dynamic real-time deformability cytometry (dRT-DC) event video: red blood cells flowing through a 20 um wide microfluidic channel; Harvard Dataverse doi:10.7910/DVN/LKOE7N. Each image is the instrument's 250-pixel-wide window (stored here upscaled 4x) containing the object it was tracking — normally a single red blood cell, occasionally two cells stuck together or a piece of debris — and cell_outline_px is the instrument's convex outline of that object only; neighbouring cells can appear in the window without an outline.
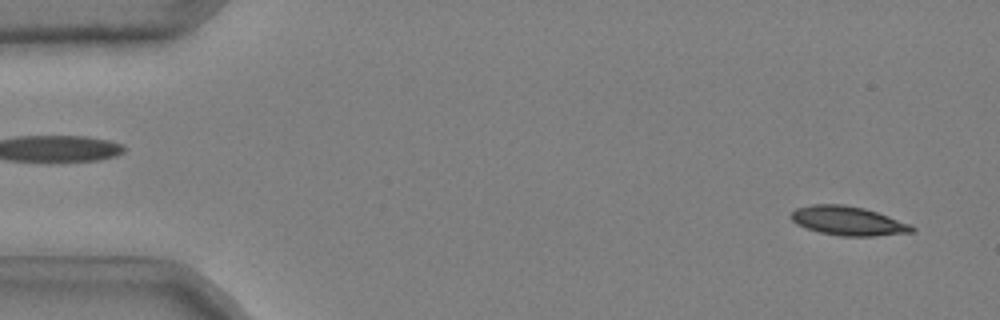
{"species": "common noctule bat (a hibernating species)", "species_latin": "Nyctalus noctula", "temperature_condition": "cold", "stored_images_in_passage": 50, "camera_frame_rate_fps": 3000, "um_per_image_px": 0.085, "animal": {"sex": "male", "body_mass_g": 20.4}, "frame": {"image": 1, "passage_image": 2, "time_ms": 0.333, "image_size_px": [1000, 320], "cell_outline_px": [[916, 228], [912, 232], [872, 236], [840, 236], [820, 232], [796, 224], [792, 220], [792, 212], [796, 208], [812, 204], [844, 204], [864, 208], [912, 224]], "centroid_in_image_um": [72.1, 18.77], "position_along_channel_um": 12.9, "area_um2": 20.35}}
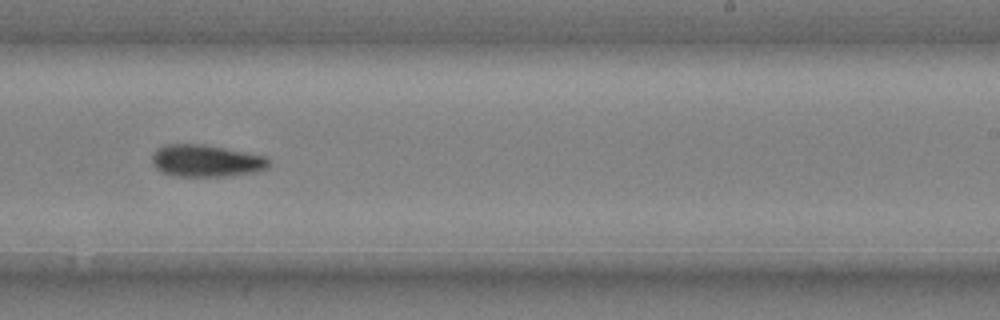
{"frame": {"image": 2, "passage_image": 32, "time_ms": 10.333, "image_size_px": [1000, 320], "cell_outline_px": [[268, 168], [256, 172], [224, 176], [176, 176], [164, 172], [156, 168], [152, 164], [152, 156], [156, 148], [164, 144], [204, 144], [264, 156], [268, 160]], "centroid_in_image_um": [17.48, 13.66], "position_along_channel_um": 271.5, "area_um2": 21.68}}
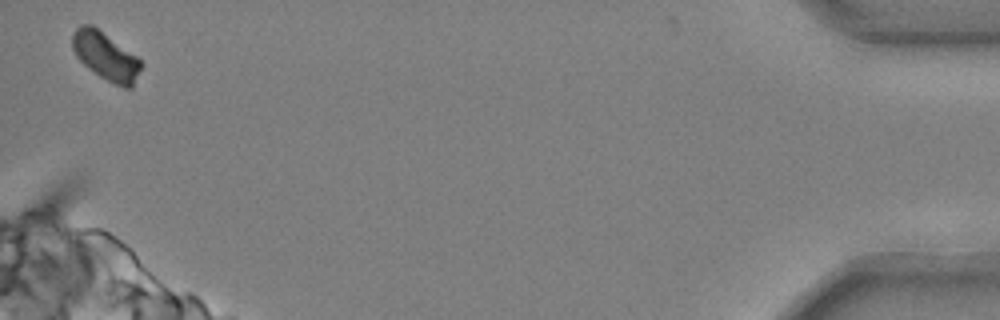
{"frame": {"image": 3, "passage_image": 50, "time_ms": 16.333, "image_size_px": [1000, 320], "cell_outline_px": [[144, 64], [132, 88], [124, 88], [100, 76], [88, 68], [76, 56], [72, 48], [72, 32], [80, 24], [92, 24], [136, 56]], "centroid_in_image_um": [8.98, 4.76], "position_along_channel_um": 426.2, "area_um2": 19.13}, "authors_computed_cell_mechanics": {"area_um2": 21.2993, "velocity_mm_per_s": 3.6978, "shape_relaxation_time_tau1_ms": 7.9413, "shape_relaxation_time_tau2_ms": null, "deformation_change_tau1": 0.1653, "deformation_change_tau2": null}}